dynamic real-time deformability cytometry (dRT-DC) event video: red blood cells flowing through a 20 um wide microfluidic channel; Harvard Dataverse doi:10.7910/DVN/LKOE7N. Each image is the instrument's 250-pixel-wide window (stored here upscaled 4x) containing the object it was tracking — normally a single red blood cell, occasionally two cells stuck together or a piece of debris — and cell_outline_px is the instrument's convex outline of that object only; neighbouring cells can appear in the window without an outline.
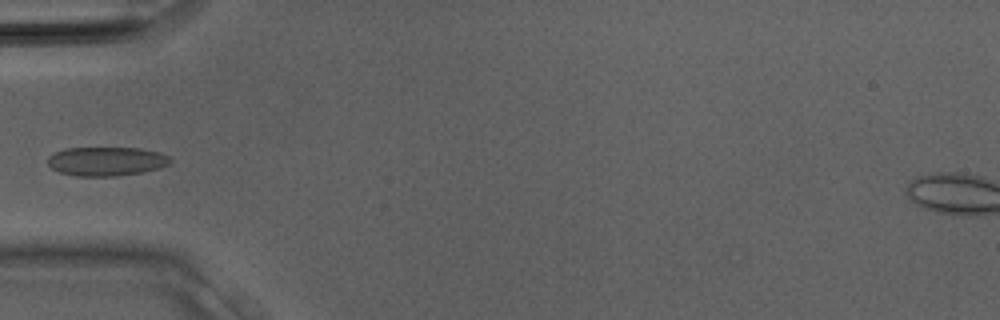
{"species": "Egyptian fruit bat (a non-hibernating species)", "species_latin": "Rousettus aegyptiacus", "temperature_condition": "room temperature", "stored_images_in_passage": 31, "camera_frame_rate_fps": 3000, "um_per_image_px": 0.085, "animal": {"sex": "male"}, "frame": {"image": 1, "passage_image": 10, "time_ms": 3.0, "image_size_px": [1000, 320], "cell_outline_px": [[172, 160], [168, 164], [160, 168], [144, 172], [116, 176], [76, 176], [60, 172], [52, 168], [48, 164], [48, 156], [64, 148], [140, 148], [160, 152], [168, 156]], "centroid_in_image_um": [9.06, 13.71], "position_along_channel_um": 75.9, "area_um2": 20.75}}
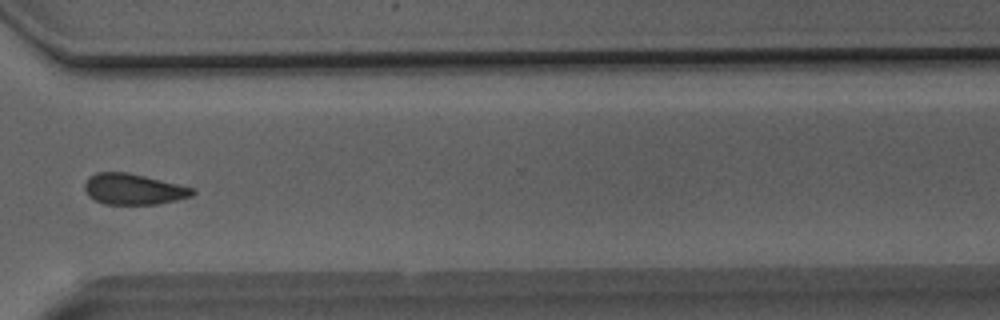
{"frame": {"image": 2, "passage_image": 23, "time_ms": 7.333, "image_size_px": [1000, 320], "cell_outline_px": [[196, 192], [192, 196], [176, 200], [156, 204], [104, 204], [88, 196], [84, 188], [84, 184], [96, 172], [128, 172], [196, 188]], "centroid_in_image_um": [11.38, 16.08], "position_along_channel_um": 359.2, "area_um2": 19.36}}
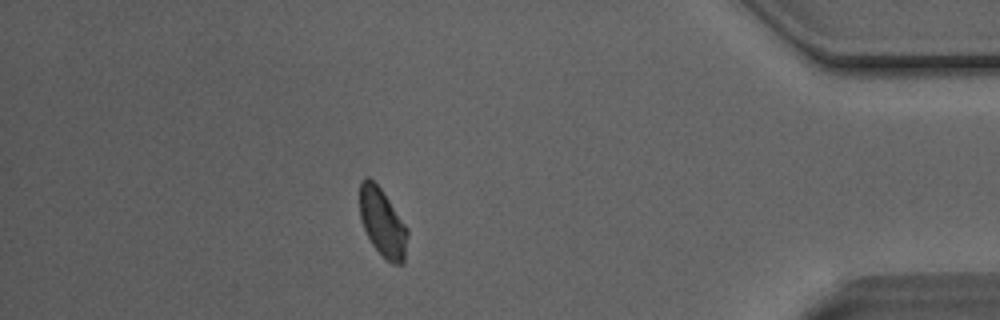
{"frame": {"image": 3, "passage_image": 27, "time_ms": 8.667, "image_size_px": [1000, 320], "cell_outline_px": [[408, 236], [404, 264], [392, 264], [372, 244], [364, 228], [360, 216], [360, 180], [364, 176], [368, 176], [380, 188], [408, 228]], "centroid_in_image_um": [32.52, 18.91], "position_along_channel_um": 402.7, "area_um2": 18.79}}